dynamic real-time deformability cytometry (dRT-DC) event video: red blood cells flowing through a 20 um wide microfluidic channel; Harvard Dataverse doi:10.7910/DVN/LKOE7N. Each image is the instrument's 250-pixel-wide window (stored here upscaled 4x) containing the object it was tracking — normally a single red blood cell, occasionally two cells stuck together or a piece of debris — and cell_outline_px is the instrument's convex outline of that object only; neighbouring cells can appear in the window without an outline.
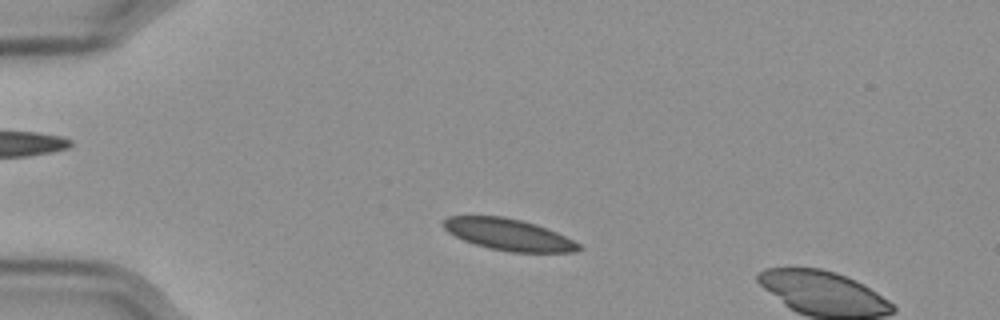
{"species": "Egyptian fruit bat (a non-hibernating species)", "species_latin": "Rousettus aegyptiacus", "temperature_condition": "cold", "stored_images_in_passage": 11, "camera_frame_rate_fps": 3000, "um_per_image_px": 0.085, "frame": {"image": 1, "passage_image": 8, "time_ms": 2.333, "image_size_px": [1000, 320], "cell_outline_px": [[580, 248], [576, 252], [508, 252], [488, 248], [464, 240], [448, 232], [444, 228], [444, 220], [448, 216], [504, 216], [536, 224], [556, 232], [580, 244]], "centroid_in_image_um": [43.22, 19.94], "position_along_channel_um": 41.8, "area_um2": 24.62}}